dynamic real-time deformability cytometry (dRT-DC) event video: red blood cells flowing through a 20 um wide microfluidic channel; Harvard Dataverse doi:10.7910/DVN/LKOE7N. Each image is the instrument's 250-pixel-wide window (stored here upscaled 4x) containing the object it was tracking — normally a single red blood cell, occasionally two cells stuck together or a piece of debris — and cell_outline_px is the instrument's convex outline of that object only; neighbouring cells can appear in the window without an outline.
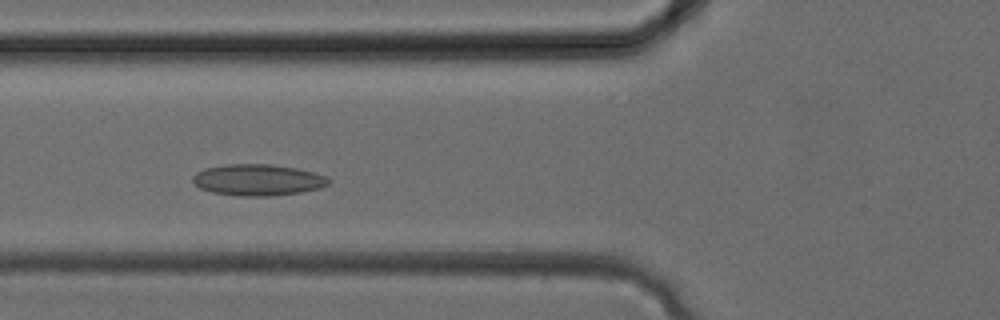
{"species": "common noctule bat (a hibernating species)", "species_latin": "Nyctalus noctula", "temperature_condition": "cold", "stored_images_in_passage": 31, "camera_frame_rate_fps": 3000, "um_per_image_px": 0.085, "animal": {"sex": "female", "body_mass_g": 24.6, "forearm_length_mm": 56.2}, "frame": {"image": 1, "passage_image": 9, "time_ms": 2.667, "image_size_px": [1000, 320], "cell_outline_px": [[332, 180], [328, 184], [320, 188], [300, 192], [268, 196], [240, 196], [212, 192], [200, 188], [192, 180], [192, 176], [196, 172], [204, 168], [228, 164], [272, 164], [296, 168], [328, 176]], "centroid_in_image_um": [21.92, 15.29], "position_along_channel_um": 103.9, "area_um2": 24.85}}
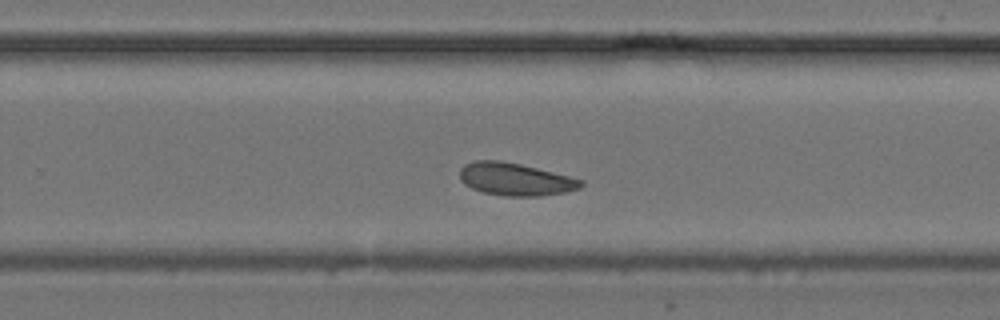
{"frame": {"image": 2, "passage_image": 18, "time_ms": 5.667, "image_size_px": [1000, 320], "cell_outline_px": [[584, 184], [580, 188], [564, 192], [540, 196], [504, 196], [484, 192], [472, 188], [464, 184], [460, 180], [460, 168], [464, 164], [472, 160], [500, 160], [520, 164], [584, 180]], "centroid_in_image_um": [43.77, 15.23], "position_along_channel_um": 286.0, "area_um2": 23.0}}
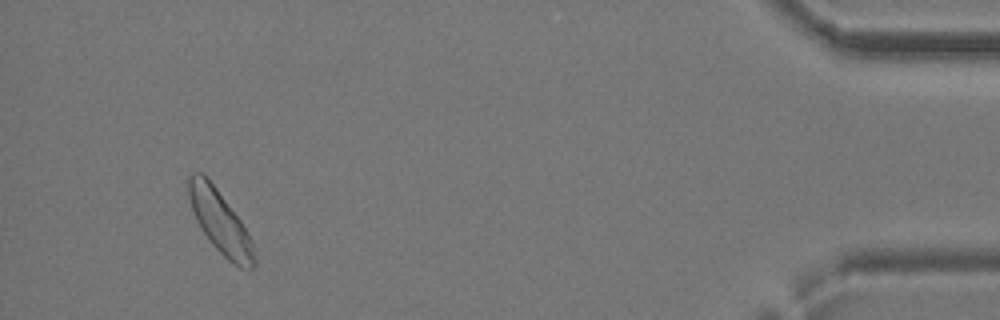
{"frame": {"image": 3, "passage_image": 28, "time_ms": 9.0, "image_size_px": [1000, 320], "cell_outline_px": [[256, 264], [252, 268], [240, 268], [232, 264], [208, 240], [200, 228], [196, 220], [188, 196], [184, 180], [192, 172], [200, 172], [216, 188], [240, 220], [252, 244], [256, 260]], "centroid_in_image_um": [18.65, 18.85], "position_along_channel_um": 416.5, "area_um2": 23.76}}